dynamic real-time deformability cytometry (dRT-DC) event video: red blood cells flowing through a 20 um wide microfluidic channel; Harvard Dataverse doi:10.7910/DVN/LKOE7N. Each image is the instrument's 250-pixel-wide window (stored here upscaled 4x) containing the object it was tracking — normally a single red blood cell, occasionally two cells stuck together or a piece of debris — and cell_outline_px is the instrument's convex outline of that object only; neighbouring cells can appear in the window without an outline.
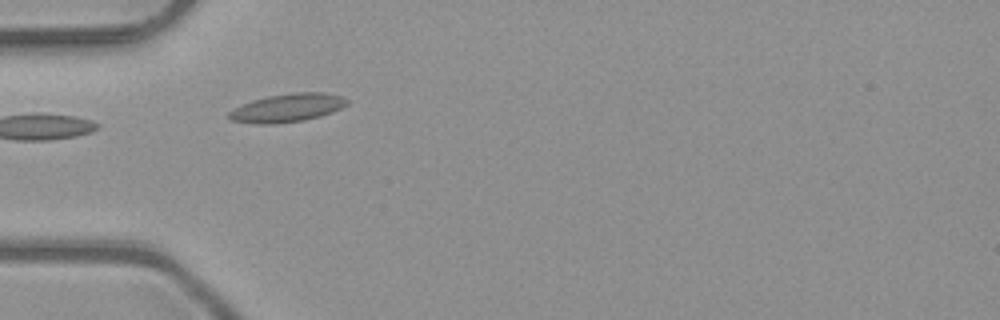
{"species": "common noctule bat (a hibernating species)", "species_latin": "Nyctalus noctula", "temperature_condition": "room temperature", "stored_images_in_passage": 6, "camera_frame_rate_fps": 3000, "um_per_image_px": 0.085, "animal": {"sex": "male", "body_mass_g": 23.1, "forearm_length_mm": 52.7}, "frame": {"image": 1, "passage_image": 1, "time_ms": 0.0, "image_size_px": [1000, 320], "cell_outline_px": [[348, 104], [332, 112], [320, 116], [304, 120], [276, 124], [256, 124], [232, 120], [228, 116], [228, 112], [252, 100], [268, 96], [292, 92], [324, 92], [344, 96], [348, 100]], "centroid_in_image_um": [24.47, 9.16], "position_along_channel_um": 60.5, "area_um2": 19.48}}